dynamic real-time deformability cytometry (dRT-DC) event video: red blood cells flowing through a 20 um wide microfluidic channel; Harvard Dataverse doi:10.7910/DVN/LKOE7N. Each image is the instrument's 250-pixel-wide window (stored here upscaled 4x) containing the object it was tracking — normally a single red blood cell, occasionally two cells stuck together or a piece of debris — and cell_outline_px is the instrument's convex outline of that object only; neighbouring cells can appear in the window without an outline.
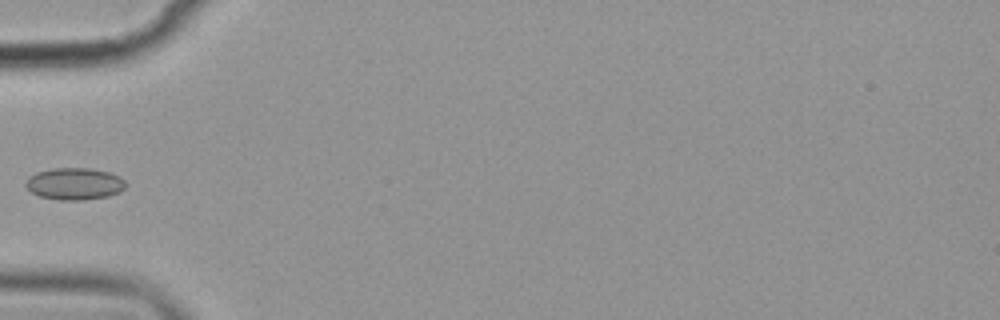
{"species": "common noctule bat (a hibernating species)", "species_latin": "Nyctalus noctula", "temperature_condition": "cold", "stored_images_in_passage": 6, "camera_frame_rate_fps": 3000, "um_per_image_px": 0.085, "animal": {"sex": "female", "body_mass_g": 19.9}, "frame": {"image": 1, "passage_image": 6, "time_ms": 6.0, "image_size_px": [1000, 320], "cell_outline_px": [[124, 188], [120, 192], [108, 196], [80, 200], [60, 200], [40, 196], [32, 192], [24, 184], [28, 176], [36, 172], [56, 168], [88, 168], [108, 172], [120, 176], [124, 180]], "centroid_in_image_um": [6.32, 15.62], "position_along_channel_um": 78.7, "area_um2": 18.5}}